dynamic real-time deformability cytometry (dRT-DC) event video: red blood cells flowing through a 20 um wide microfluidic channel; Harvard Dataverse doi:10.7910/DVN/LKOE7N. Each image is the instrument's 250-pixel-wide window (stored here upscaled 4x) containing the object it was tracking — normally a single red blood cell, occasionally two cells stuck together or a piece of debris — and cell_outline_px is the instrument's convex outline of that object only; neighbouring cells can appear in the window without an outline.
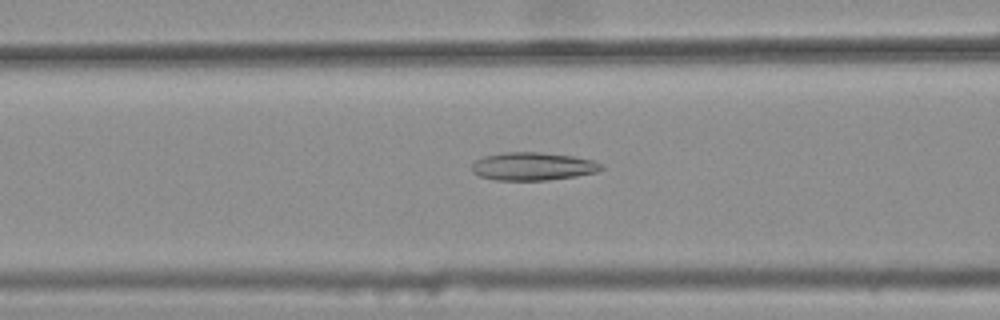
{"species": "common noctule bat (a hibernating species)", "species_latin": "Nyctalus noctula", "temperature_condition": "warm", "stored_images_in_passage": 33, "camera_frame_rate_fps": 3000, "um_per_image_px": 0.085, "animal": {"sex": "female", "body_mass_g": 25.1}, "frame": {"image": 1, "passage_image": 6, "time_ms": 1.667, "image_size_px": [1000, 320], "cell_outline_px": [[604, 168], [596, 172], [576, 176], [548, 180], [496, 180], [480, 176], [472, 172], [472, 164], [476, 160], [484, 156], [504, 152], [540, 152], [572, 156], [596, 160], [604, 164]], "centroid_in_image_um": [45.33, 14.13], "position_along_channel_um": 121.3, "area_um2": 21.27}}
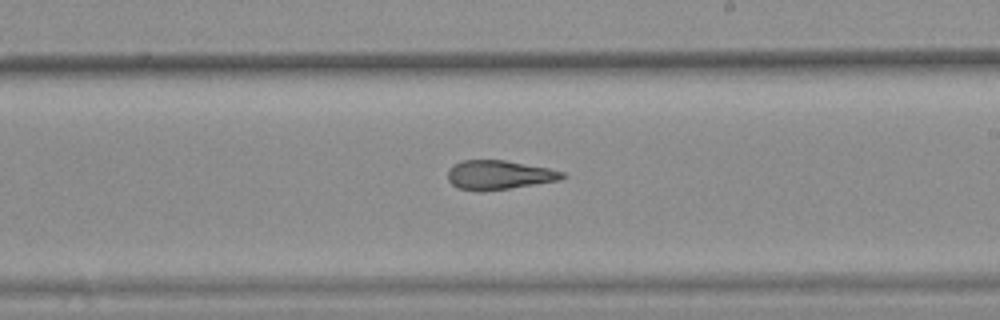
{"frame": {"image": 2, "passage_image": 16, "time_ms": 5.0, "image_size_px": [1000, 320], "cell_outline_px": [[568, 176], [560, 180], [508, 188], [480, 192], [456, 188], [448, 180], [448, 168], [452, 164], [464, 160], [504, 160], [548, 168], [564, 172]], "centroid_in_image_um": [42.38, 14.87], "position_along_channel_um": 246.6, "area_um2": 19.54}}
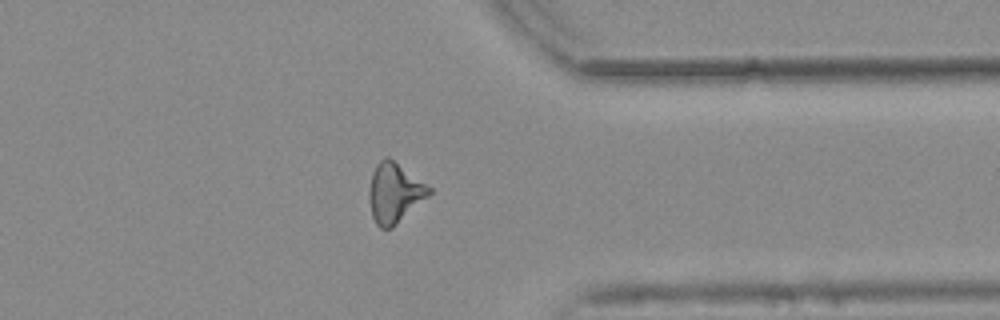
{"frame": {"image": 3, "passage_image": 27, "time_ms": 8.667, "image_size_px": [1000, 320], "cell_outline_px": [[432, 192], [428, 196], [392, 228], [380, 228], [376, 224], [372, 216], [368, 200], [368, 192], [372, 172], [376, 164], [384, 156], [388, 156], [432, 188]], "centroid_in_image_um": [33.5, 16.38], "position_along_channel_um": 377.9, "area_um2": 20.87}, "authors_computed_cell_mechanics": {"area_um2": 19.941, "velocity_mm_per_s": 3.7621, "shape_relaxation_time_tau1_ms": null, "shape_relaxation_time_tau2_ms": 3.3364, "deformation_change_tau1": null, "deformation_change_tau2": 0.138}}